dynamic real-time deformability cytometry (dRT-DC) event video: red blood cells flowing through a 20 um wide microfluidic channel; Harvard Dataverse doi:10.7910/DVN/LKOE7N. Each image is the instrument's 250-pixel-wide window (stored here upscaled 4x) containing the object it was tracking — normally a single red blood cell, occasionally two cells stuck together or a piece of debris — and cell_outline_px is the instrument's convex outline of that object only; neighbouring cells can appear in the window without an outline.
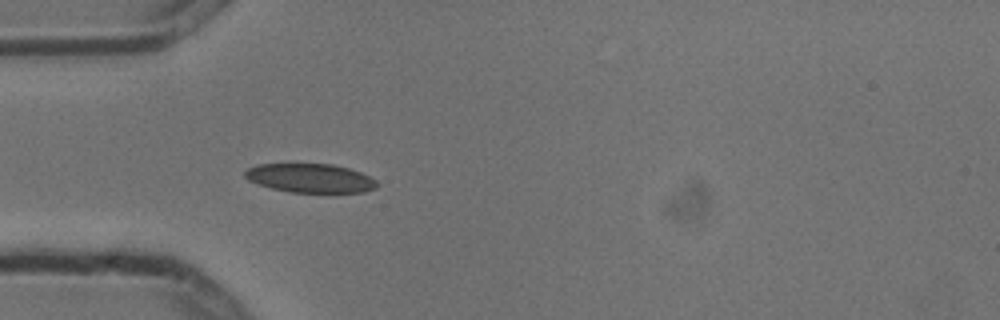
{"species": "common noctule bat (a hibernating species)", "species_latin": "Nyctalus noctula", "temperature_condition": "cold", "stored_images_in_passage": 5, "camera_frame_rate_fps": 3000, "um_per_image_px": 0.085, "animal": {"sex": "male", "body_mass_g": 13.3}, "frame": {"image": 1, "passage_image": 5, "time_ms": 1.333, "image_size_px": [1000, 320], "cell_outline_px": [[380, 184], [376, 188], [364, 192], [288, 192], [272, 188], [248, 180], [244, 176], [244, 172], [248, 168], [256, 164], [292, 160], [332, 164], [348, 168], [360, 172], [376, 180]], "centroid_in_image_um": [26.31, 15.08], "position_along_channel_um": 58.7, "area_um2": 23.29}}